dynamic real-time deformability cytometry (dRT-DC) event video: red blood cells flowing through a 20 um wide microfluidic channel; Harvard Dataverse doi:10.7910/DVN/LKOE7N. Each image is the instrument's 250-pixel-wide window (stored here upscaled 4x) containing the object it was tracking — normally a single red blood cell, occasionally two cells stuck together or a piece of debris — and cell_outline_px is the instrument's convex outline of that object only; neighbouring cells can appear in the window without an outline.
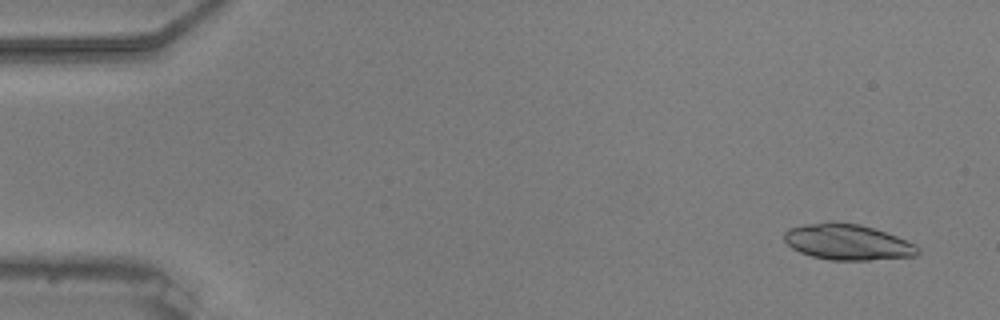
{"species": "common noctule bat (a hibernating species)", "species_latin": "Nyctalus noctula", "temperature_condition": "warm", "stored_images_in_passage": 13, "camera_frame_rate_fps": 3000, "um_per_image_px": 0.085, "animal": {"sex": "male", "body_mass_g": 20.5, "forearm_length_mm": 52.5}, "frame": {"image": 1, "passage_image": 3, "time_ms": 0.667, "image_size_px": [1000, 320], "cell_outline_px": [[920, 252], [916, 256], [868, 260], [832, 260], [812, 256], [800, 252], [792, 248], [784, 240], [784, 232], [788, 228], [804, 224], [828, 220], [832, 220], [860, 224], [896, 236], [916, 244], [920, 248]], "centroid_in_image_um": [72.03, 20.56], "position_along_channel_um": 13.0, "area_um2": 28.15}}